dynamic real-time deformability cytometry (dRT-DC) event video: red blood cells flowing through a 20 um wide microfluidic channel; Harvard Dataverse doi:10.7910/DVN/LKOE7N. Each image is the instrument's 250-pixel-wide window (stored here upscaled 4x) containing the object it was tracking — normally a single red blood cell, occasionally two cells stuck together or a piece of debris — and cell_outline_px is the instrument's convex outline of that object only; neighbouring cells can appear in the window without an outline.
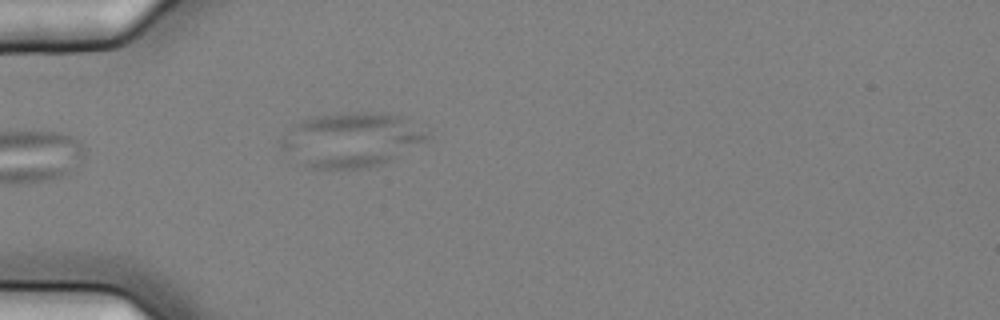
{"species": "common noctule bat (a hibernating species)", "species_latin": "Nyctalus noctula", "temperature_condition": "cold", "stored_images_in_passage": 5, "camera_frame_rate_fps": 3000, "um_per_image_px": 0.085, "animal": {"sex": "female", "body_mass_g": 25.1}, "frame": {"image": 1, "passage_image": 5, "time_ms": 1.333, "image_size_px": [1000, 320], "cell_outline_px": [[428, 140], [380, 164], [364, 168], [312, 168], [304, 164], [280, 148], [280, 140], [288, 128], [300, 120], [316, 116], [340, 112], [372, 112], [400, 116], [428, 132]], "centroid_in_image_um": [29.81, 11.86], "position_along_channel_um": 55.2, "area_um2": 45.72}}